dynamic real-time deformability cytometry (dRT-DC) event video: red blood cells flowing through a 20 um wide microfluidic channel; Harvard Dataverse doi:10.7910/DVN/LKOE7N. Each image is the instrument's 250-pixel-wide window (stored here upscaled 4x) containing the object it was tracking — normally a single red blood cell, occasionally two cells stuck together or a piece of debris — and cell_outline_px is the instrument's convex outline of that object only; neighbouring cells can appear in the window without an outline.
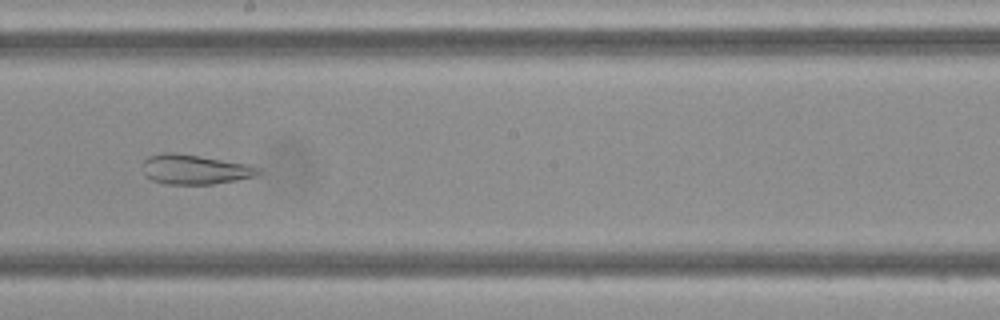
{"species": "Egyptian fruit bat (a non-hibernating species)", "species_latin": "Rousettus aegyptiacus", "temperature_condition": "cold", "stored_images_in_passage": 41, "camera_frame_rate_fps": 3000, "um_per_image_px": 0.085, "frame": {"image": 1, "passage_image": 20, "time_ms": 6.333, "image_size_px": [1000, 320], "cell_outline_px": [[264, 172], [256, 176], [236, 180], [212, 184], [164, 184], [152, 180], [144, 176], [144, 160], [148, 156], [160, 152], [176, 152], [252, 164], [260, 168]], "centroid_in_image_um": [16.6, 14.39], "position_along_channel_um": 231.6, "area_um2": 20.46}}
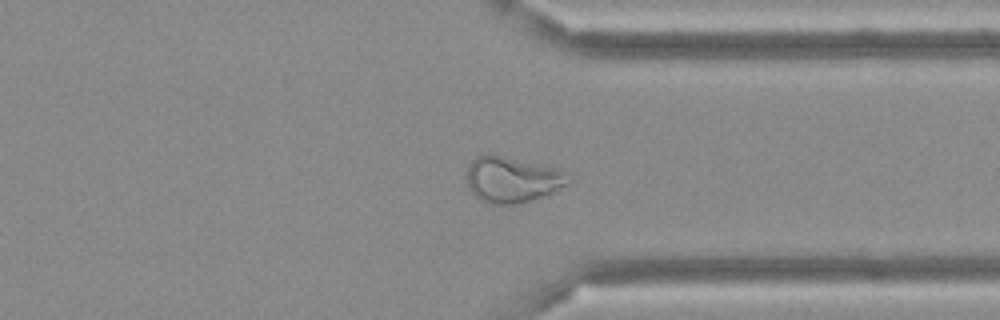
{"frame": {"image": 2, "passage_image": 30, "time_ms": 9.667, "image_size_px": [1000, 320], "cell_outline_px": [[572, 180], [552, 192], [544, 196], [532, 200], [516, 204], [492, 204], [480, 200], [468, 188], [464, 176], [464, 172], [468, 164], [476, 156], [488, 152], [560, 168], [568, 172], [572, 176]], "centroid_in_image_um": [43.51, 15.22], "position_along_channel_um": 367.9, "area_um2": 28.03}}
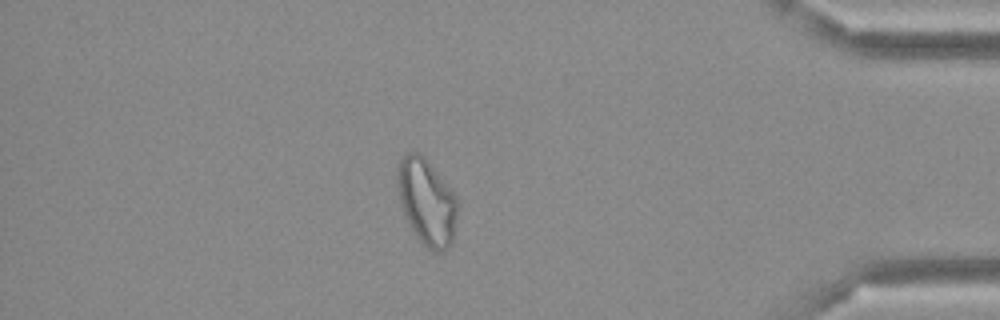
{"frame": {"image": 3, "passage_image": 35, "time_ms": 11.333, "image_size_px": [1000, 320], "cell_outline_px": [[460, 204], [452, 244], [448, 248], [440, 252], [436, 252], [428, 248], [416, 236], [408, 224], [400, 200], [396, 184], [396, 168], [400, 160], [408, 152], [420, 152], [424, 156], [456, 196]], "centroid_in_image_um": [36.29, 17.16], "position_along_channel_um": 398.9, "area_um2": 30.46}}